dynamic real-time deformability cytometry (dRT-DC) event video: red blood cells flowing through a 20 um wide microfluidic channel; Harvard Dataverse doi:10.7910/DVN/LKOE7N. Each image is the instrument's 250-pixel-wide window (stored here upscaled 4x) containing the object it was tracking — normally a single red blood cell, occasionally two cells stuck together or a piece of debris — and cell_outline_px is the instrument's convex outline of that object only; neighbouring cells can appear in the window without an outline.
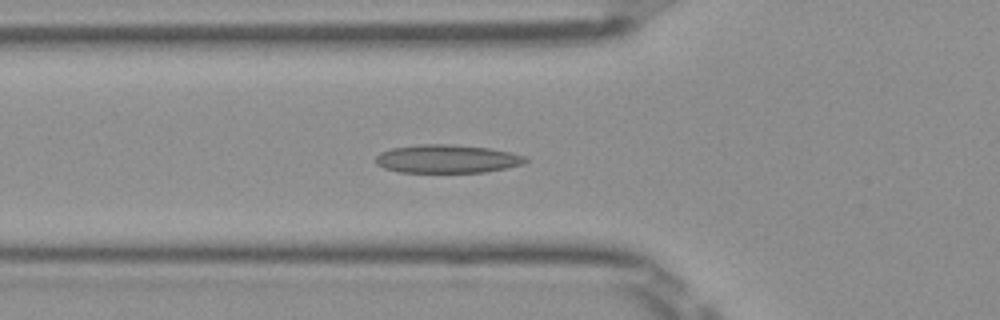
{"species": "Egyptian fruit bat (a non-hibernating species)", "species_latin": "Rousettus aegyptiacus", "temperature_condition": "room temperature", "stored_images_in_passage": 35, "camera_frame_rate_fps": 3000, "um_per_image_px": 0.085, "frame": {"image": 1, "passage_image": 6, "time_ms": 1.667, "image_size_px": [1000, 320], "cell_outline_px": [[528, 160], [524, 164], [484, 172], [396, 172], [384, 168], [376, 164], [376, 156], [380, 152], [392, 148], [420, 144], [448, 144], [488, 148], [512, 152], [528, 156]], "centroid_in_image_um": [38.01, 13.5], "position_along_channel_um": 87.8, "area_um2": 24.8}}
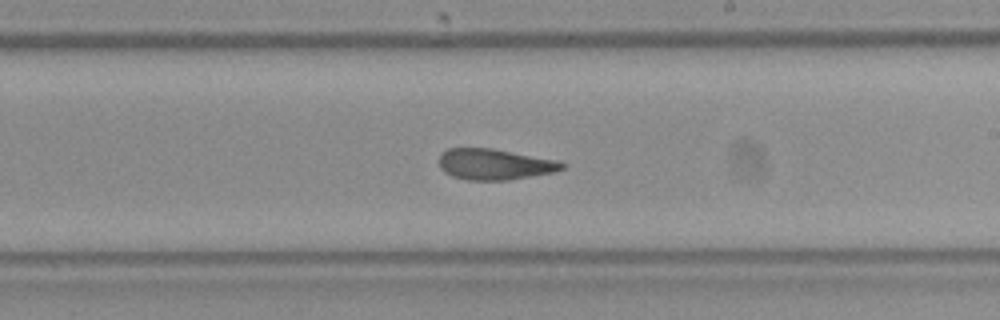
{"frame": {"image": 2, "passage_image": 18, "time_ms": 5.667, "image_size_px": [1000, 320], "cell_outline_px": [[568, 164], [564, 168], [552, 172], [508, 180], [468, 180], [452, 176], [444, 172], [440, 168], [440, 156], [448, 148], [492, 148], [560, 160]], "centroid_in_image_um": [42.08, 13.96], "position_along_channel_um": 246.9, "area_um2": 22.2}}
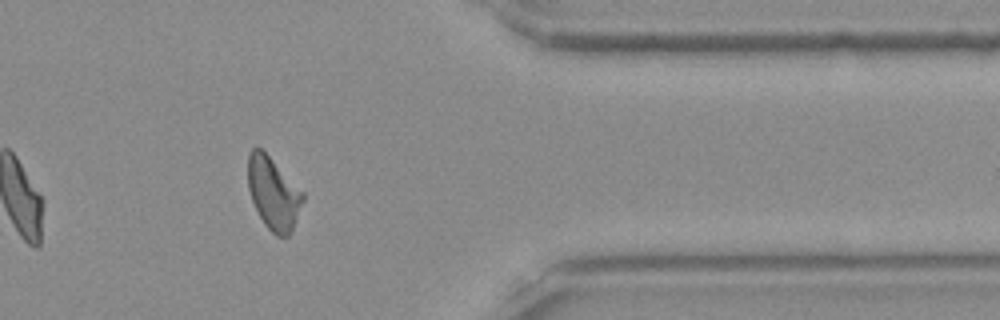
{"frame": {"image": 3, "passage_image": 30, "time_ms": 9.667, "image_size_px": [1000, 320], "cell_outline_px": [[304, 200], [292, 228], [288, 236], [276, 236], [264, 224], [252, 200], [248, 188], [248, 152], [252, 148], [260, 148], [304, 192]], "centroid_in_image_um": [23.23, 16.43], "position_along_channel_um": 388.2, "area_um2": 22.72}, "authors_computed_cell_mechanics": {"area_um2": 22.7732, "velocity_mm_per_s": 3.959, "shape_relaxation_time_tau1_ms": null, "shape_relaxation_time_tau2_ms": 2.2526, "deformation_change_tau1": null, "deformation_change_tau2": 0.0898}}